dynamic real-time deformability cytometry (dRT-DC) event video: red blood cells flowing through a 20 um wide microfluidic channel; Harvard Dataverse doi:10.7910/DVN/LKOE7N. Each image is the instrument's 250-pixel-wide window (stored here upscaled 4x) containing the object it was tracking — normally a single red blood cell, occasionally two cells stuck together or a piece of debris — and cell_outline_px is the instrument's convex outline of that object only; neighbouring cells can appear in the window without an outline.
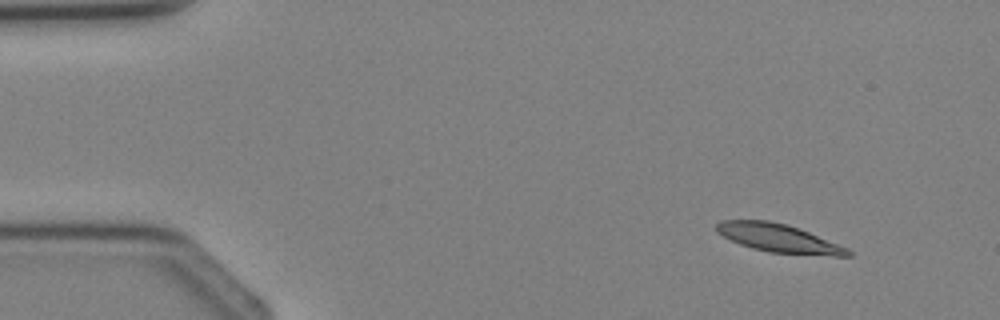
{"species": "Egyptian fruit bat (a non-hibernating species)", "species_latin": "Rousettus aegyptiacus", "temperature_condition": "cold", "stored_images_in_passage": 4, "segment_of_instrument_passage": [1, 2], "camera_frame_rate_fps": 3000, "um_per_image_px": 0.085, "animal": {"sex": "female"}, "frame": {"image": 1, "passage_image": 1, "time_ms": 0.0, "image_size_px": [1000, 320], "cell_outline_px": [[852, 256], [832, 256], [768, 252], [752, 248], [740, 244], [716, 232], [716, 224], [720, 220], [768, 220], [788, 224], [848, 248], [852, 252]], "centroid_in_image_um": [66.18, 20.24], "position_along_channel_um": 18.8, "area_um2": 21.62}}
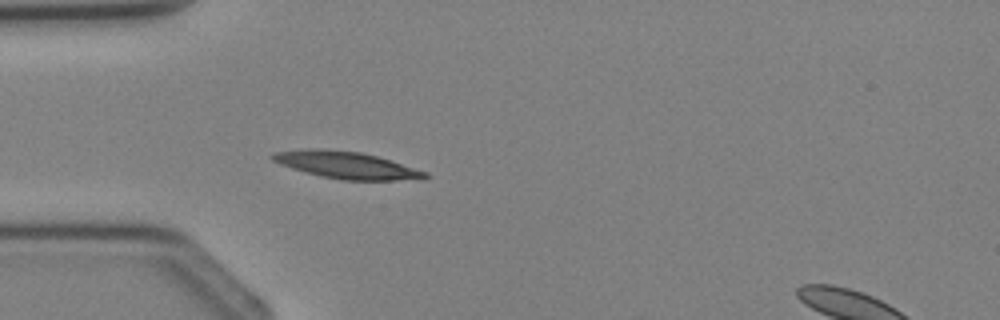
{"frame": {"image": 2, "passage_image": 3, "time_ms": 2.333, "image_size_px": [1000, 320], "cell_outline_px": [[432, 176], [396, 180], [340, 180], [320, 176], [292, 168], [280, 164], [272, 160], [268, 156], [276, 152], [304, 148], [320, 148], [360, 152], [376, 156], [428, 172]], "centroid_in_image_um": [29.37, 14.02], "position_along_channel_um": 55.6, "area_um2": 23.81}}